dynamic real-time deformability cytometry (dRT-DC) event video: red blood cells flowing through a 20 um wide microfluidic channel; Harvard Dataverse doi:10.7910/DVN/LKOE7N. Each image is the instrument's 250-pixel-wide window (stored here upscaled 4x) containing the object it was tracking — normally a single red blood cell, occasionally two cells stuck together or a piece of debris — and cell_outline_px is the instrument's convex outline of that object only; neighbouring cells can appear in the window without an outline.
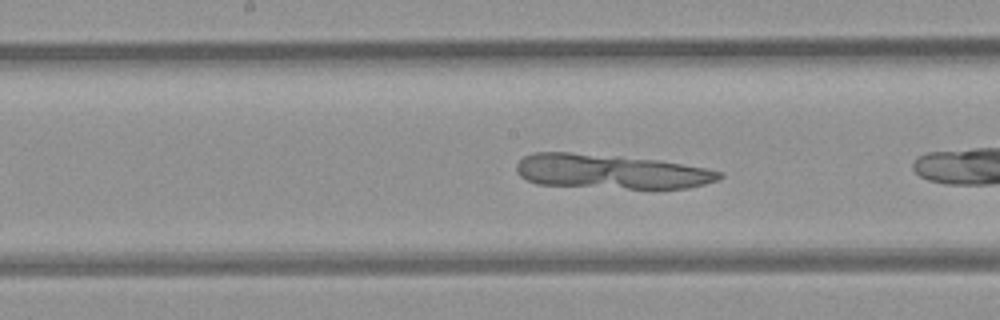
{"species": "common noctule bat (a hibernating species)", "species_latin": "Nyctalus noctula", "temperature_condition": "room temperature", "stored_images_in_passage": 17, "camera_frame_rate_fps": 3000, "um_per_image_px": 0.085, "animal": {"sex": "female", "body_mass_g": 21.9}, "frame": {"image": 1, "passage_image": 8, "time_ms": 2.333, "image_size_px": [1000, 320], "cell_outline_px": [[724, 176], [716, 180], [704, 184], [688, 188], [660, 192], [536, 184], [520, 176], [516, 172], [516, 164], [524, 156], [532, 152], [572, 152], [616, 156], [656, 160], [708, 168], [724, 172]], "centroid_in_image_um": [51.98, 14.63], "position_along_channel_um": 196.2, "area_um2": 42.31}}